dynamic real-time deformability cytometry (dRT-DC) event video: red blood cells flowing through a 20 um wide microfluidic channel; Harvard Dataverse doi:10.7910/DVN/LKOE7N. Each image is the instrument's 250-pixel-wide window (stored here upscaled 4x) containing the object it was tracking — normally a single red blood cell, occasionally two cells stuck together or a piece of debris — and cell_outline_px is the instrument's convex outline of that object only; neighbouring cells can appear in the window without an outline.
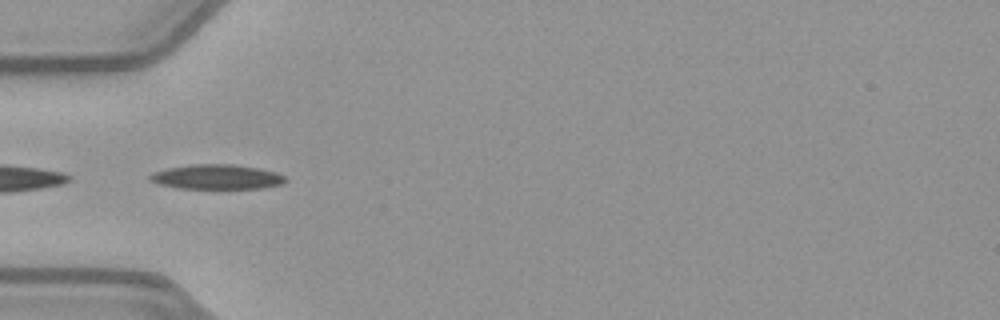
{"species": "common noctule bat (a hibernating species)", "species_latin": "Nyctalus noctula", "temperature_condition": "warm", "stored_images_in_passage": 36, "camera_frame_rate_fps": 3000, "um_per_image_px": 0.085, "animal": {"sex": "female", "body_mass_g": 21.9}, "frame": {"image": 1, "passage_image": 6, "time_ms": 1.667, "image_size_px": [1000, 320], "cell_outline_px": [[288, 180], [284, 184], [264, 188], [176, 188], [160, 184], [148, 180], [148, 176], [156, 172], [168, 168], [196, 164], [232, 164], [260, 168], [276, 172], [284, 176]], "centroid_in_image_um": [18.48, 15.04], "position_along_channel_um": 66.5, "area_um2": 19.48}, "authors_computed_cell_mechanics": {"area_um2": 18.9295, "velocity_mm_per_s": 3.9772, "shape_relaxation_time_tau1_ms": 7.0835, "shape_relaxation_time_tau2_ms": null, "deformation_change_tau1": 0.188, "deformation_change_tau2": null}}